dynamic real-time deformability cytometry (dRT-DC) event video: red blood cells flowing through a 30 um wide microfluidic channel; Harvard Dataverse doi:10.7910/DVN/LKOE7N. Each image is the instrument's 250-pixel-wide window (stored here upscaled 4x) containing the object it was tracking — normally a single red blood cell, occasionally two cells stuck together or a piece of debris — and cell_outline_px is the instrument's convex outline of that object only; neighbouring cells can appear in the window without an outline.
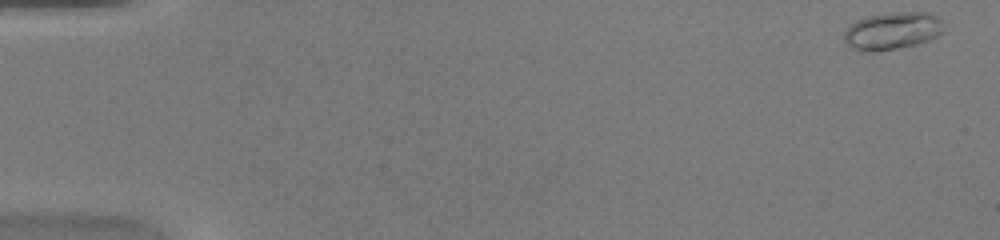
{"species": "common noctule bat (a hibernating species)", "species_latin": "Nyctalus noctula", "temperature_condition": "warm", "stored_images_in_passage": 48, "camera_frame_rate_fps": 3000, "um_per_image_px": 0.085, "animal": {"sex": "female", "body_mass_g": 20.0, "forearm_length_mm": 54.0}, "frame": {"image": 1, "passage_image": 1, "time_ms": 0.0, "image_size_px": [1000, 240], "cell_outline_px": [[944, 32], [928, 40], [916, 44], [876, 52], [864, 52], [852, 48], [844, 40], [844, 32], [856, 20], [864, 16], [888, 12], [928, 12], [936, 16], [944, 24]], "centroid_in_image_um": [75.84, 2.61], "position_along_channel_um": 9.2, "area_um2": 21.91}}
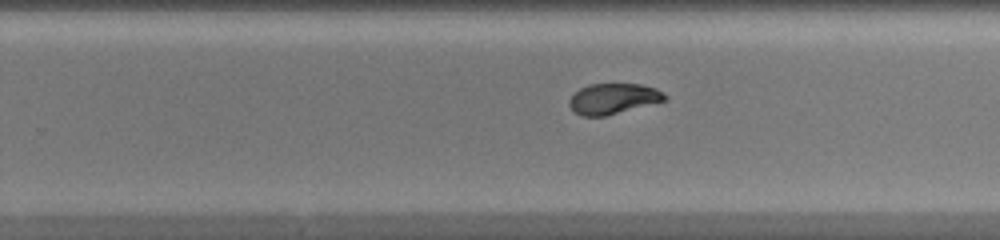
{"frame": {"image": 2, "passage_image": 31, "time_ms": 10.0, "image_size_px": [1000, 240], "cell_outline_px": [[668, 100], [604, 116], [580, 116], [568, 104], [568, 100], [580, 88], [588, 84], [640, 84], [656, 88], [668, 96]], "centroid_in_image_um": [52.14, 8.38], "position_along_channel_um": 277.7, "area_um2": 16.99}}
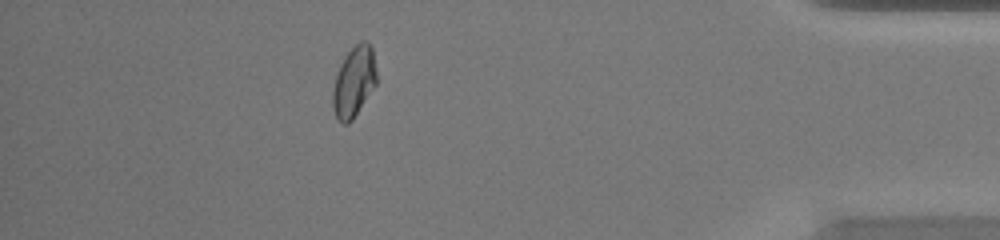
{"frame": {"image": 3, "passage_image": 43, "time_ms": 14.0, "image_size_px": [1000, 240], "cell_outline_px": [[376, 84], [352, 120], [348, 124], [340, 124], [336, 120], [332, 104], [332, 92], [336, 76], [340, 64], [344, 56], [360, 40], [368, 40], [372, 48], [376, 68]], "centroid_in_image_um": [30.07, 6.95], "position_along_channel_um": 405.1, "area_um2": 18.15}, "authors_computed_cell_mechanics": {"area_um2": 18.1203, "velocity_mm_per_s": 4.2729, "shape_relaxation_time_tau1_ms": 6.7777, "shape_relaxation_time_tau2_ms": 1.0769, "deformation_change_tau1": 0.2433, "deformation_change_tau2": 0.0485}}